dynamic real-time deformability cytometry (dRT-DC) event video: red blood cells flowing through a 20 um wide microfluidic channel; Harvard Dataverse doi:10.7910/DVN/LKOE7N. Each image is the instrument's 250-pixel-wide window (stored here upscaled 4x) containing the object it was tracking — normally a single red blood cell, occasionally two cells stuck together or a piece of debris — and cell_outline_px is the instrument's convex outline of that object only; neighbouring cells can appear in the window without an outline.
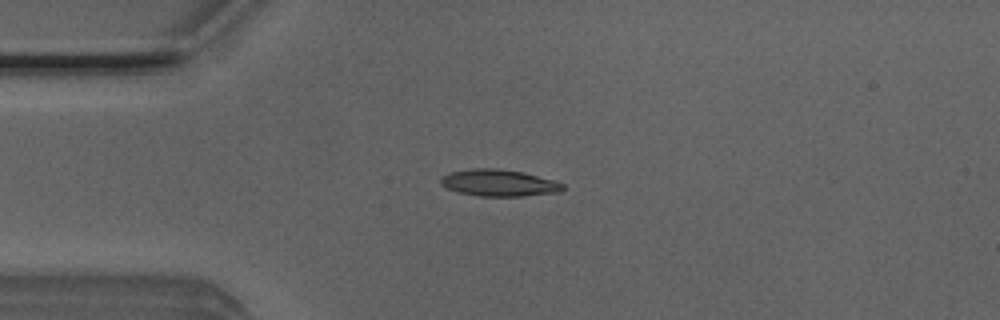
{"species": "Egyptian fruit bat (a non-hibernating species)", "species_latin": "Rousettus aegyptiacus", "temperature_condition": "room temperature", "stored_images_in_passage": 5, "camera_frame_rate_fps": 3000, "um_per_image_px": 0.085, "animal": {"sex": "male"}, "frame": {"image": 1, "passage_image": 3, "time_ms": 0.667, "image_size_px": [1000, 320], "cell_outline_px": [[564, 188], [560, 192], [524, 196], [480, 196], [460, 192], [448, 188], [440, 184], [440, 180], [448, 172], [472, 168], [496, 168], [524, 172], [552, 180], [564, 184]], "centroid_in_image_um": [42.41, 15.54], "position_along_channel_um": 42.6, "area_um2": 18.96}}